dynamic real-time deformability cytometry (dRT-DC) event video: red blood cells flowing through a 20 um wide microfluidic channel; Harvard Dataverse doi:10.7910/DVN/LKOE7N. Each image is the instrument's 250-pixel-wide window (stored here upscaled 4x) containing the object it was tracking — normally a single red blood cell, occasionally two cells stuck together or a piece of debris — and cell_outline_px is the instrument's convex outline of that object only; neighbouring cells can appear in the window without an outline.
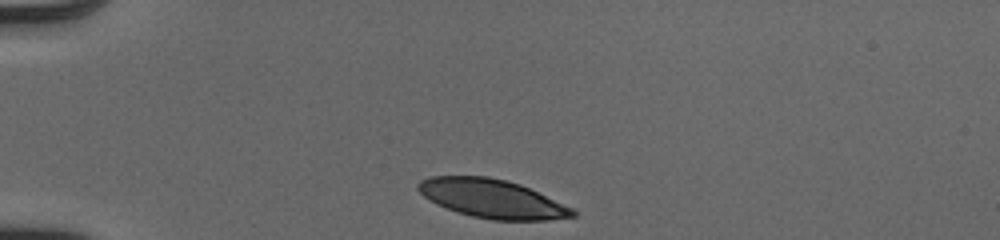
{"species": "human", "species_latin": "Homo sapiens", "temperature_condition": "cold", "stored_images_in_passage": 32, "camera_frame_rate_fps": 3000, "um_per_image_px": 0.085, "donor": {"sex": "male"}, "frame": {"image": 1, "passage_image": 1, "time_ms": 0.0, "image_size_px": [1000, 240], "cell_outline_px": [[576, 216], [548, 220], [492, 220], [472, 216], [456, 212], [436, 204], [428, 200], [416, 188], [416, 184], [420, 180], [432, 176], [488, 176], [520, 184], [572, 208], [576, 212]], "centroid_in_image_um": [41.78, 16.89], "position_along_channel_um": 43.2, "area_um2": 34.68}}
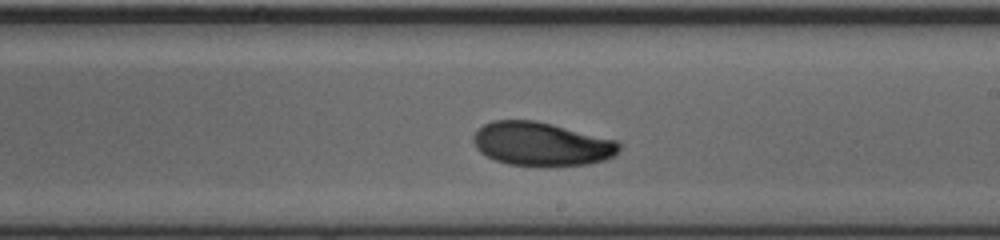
{"frame": {"image": 2, "passage_image": 19, "time_ms": 6.0, "image_size_px": [1000, 240], "cell_outline_px": [[620, 148], [612, 156], [604, 160], [588, 164], [508, 164], [496, 160], [480, 152], [476, 148], [472, 140], [472, 136], [484, 124], [492, 120], [536, 120], [620, 140]], "centroid_in_image_um": [46.03, 12.2], "position_along_channel_um": 243.0, "area_um2": 36.65}}
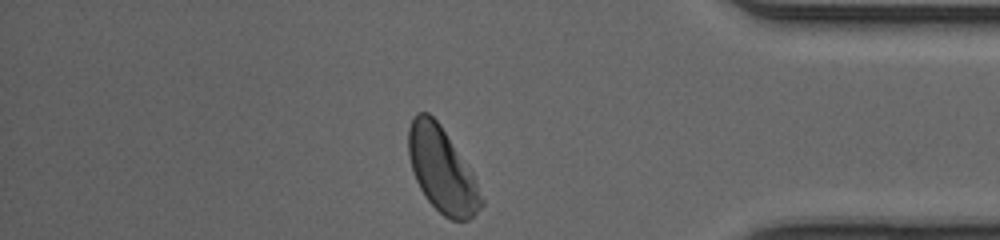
{"frame": {"image": 3, "passage_image": 32, "time_ms": 10.333, "image_size_px": [1000, 240], "cell_outline_px": [[484, 204], [468, 220], [452, 220], [444, 216], [424, 196], [416, 180], [412, 168], [408, 152], [408, 128], [416, 112], [428, 112], [440, 124], [472, 172], [484, 200]], "centroid_in_image_um": [37.56, 14.44], "position_along_channel_um": 397.6, "area_um2": 35.6}, "authors_computed_cell_mechanics": {"area_um2": 36.7897, "velocity_mm_per_s": 4.0608, "shape_relaxation_time_tau1_ms": 2.771, "shape_relaxation_time_tau2_ms": 5.5933, "deformation_change_tau1": 0.1332, "deformation_change_tau2": 0.0914}}